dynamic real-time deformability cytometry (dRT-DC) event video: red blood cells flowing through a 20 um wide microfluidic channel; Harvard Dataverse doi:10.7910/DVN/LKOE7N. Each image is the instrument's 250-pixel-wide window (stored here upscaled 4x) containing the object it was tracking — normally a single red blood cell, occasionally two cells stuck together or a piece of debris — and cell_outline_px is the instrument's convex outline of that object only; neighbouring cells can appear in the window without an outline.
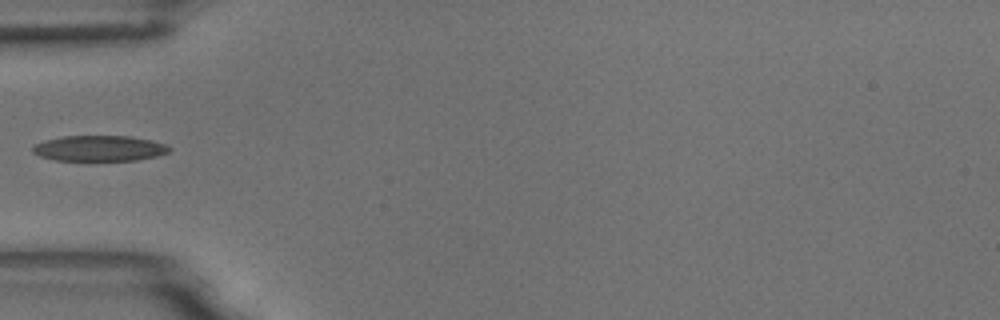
{"species": "common noctule bat (a hibernating species)", "species_latin": "Nyctalus noctula", "temperature_condition": "room temperature", "stored_images_in_passage": 38, "camera_frame_rate_fps": 3000, "um_per_image_px": 0.085, "animal": {"sex": "male", "body_mass_g": 18.8}, "frame": {"image": 1, "passage_image": 1, "time_ms": 0.0, "image_size_px": [1000, 320], "cell_outline_px": [[172, 148], [168, 152], [152, 156], [132, 160], [56, 160], [40, 156], [32, 152], [32, 148], [36, 144], [48, 140], [64, 136], [128, 136], [148, 140], [164, 144]], "centroid_in_image_um": [8.4, 12.6], "position_along_channel_um": 76.6, "area_um2": 19.83}}
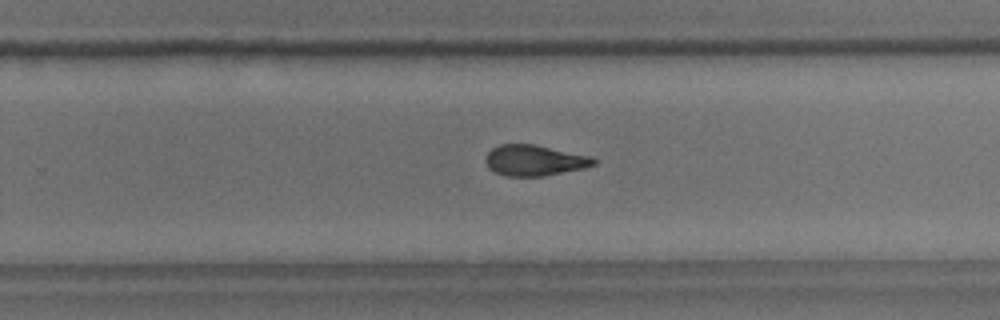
{"frame": {"image": 2, "passage_image": 18, "time_ms": 5.667, "image_size_px": [1000, 320], "cell_outline_px": [[596, 164], [584, 168], [540, 176], [504, 176], [488, 168], [488, 152], [492, 148], [500, 144], [532, 144], [592, 156], [596, 160]], "centroid_in_image_um": [45.45, 13.63], "position_along_channel_um": 284.3, "area_um2": 19.07}}
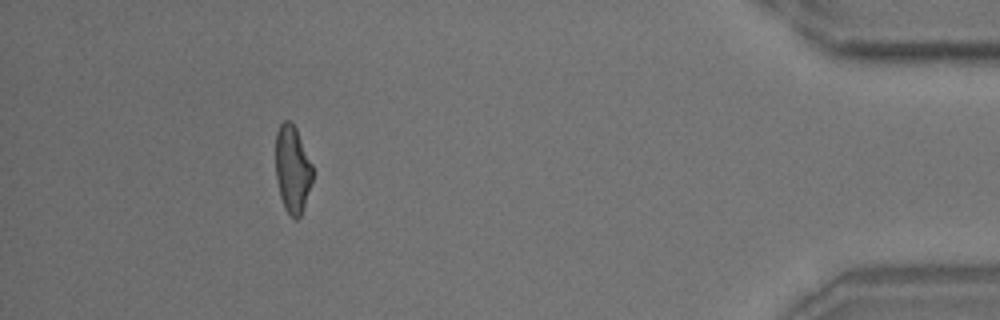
{"frame": {"image": 3, "passage_image": 33, "time_ms": 10.667, "image_size_px": [1000, 320], "cell_outline_px": [[312, 180], [300, 216], [296, 220], [284, 208], [280, 196], [276, 176], [276, 132], [280, 124], [284, 120], [288, 120], [296, 128], [312, 164]], "centroid_in_image_um": [24.84, 14.36], "position_along_channel_um": 410.4, "area_um2": 18.5}}